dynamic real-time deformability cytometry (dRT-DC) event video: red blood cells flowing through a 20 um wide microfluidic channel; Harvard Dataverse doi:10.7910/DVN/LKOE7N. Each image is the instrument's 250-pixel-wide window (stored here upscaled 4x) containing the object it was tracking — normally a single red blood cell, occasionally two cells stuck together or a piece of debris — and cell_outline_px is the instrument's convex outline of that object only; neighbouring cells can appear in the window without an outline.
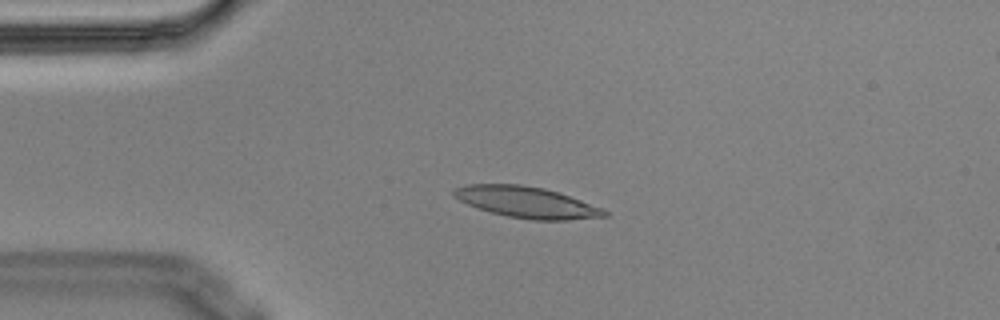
{"species": "Egyptian fruit bat (a non-hibernating species)", "species_latin": "Rousettus aegyptiacus", "temperature_condition": "cold", "stored_images_in_passage": 5, "camera_frame_rate_fps": 3000, "um_per_image_px": 0.085, "animal": {"sex": "male"}, "frame": {"image": 1, "passage_image": 3, "time_ms": 0.667, "image_size_px": [1000, 320], "cell_outline_px": [[608, 216], [568, 220], [532, 220], [508, 216], [492, 212], [468, 204], [452, 196], [452, 188], [464, 184], [520, 184], [544, 188], [604, 208], [608, 212]], "centroid_in_image_um": [44.74, 17.18], "position_along_channel_um": 40.3, "area_um2": 27.22}}